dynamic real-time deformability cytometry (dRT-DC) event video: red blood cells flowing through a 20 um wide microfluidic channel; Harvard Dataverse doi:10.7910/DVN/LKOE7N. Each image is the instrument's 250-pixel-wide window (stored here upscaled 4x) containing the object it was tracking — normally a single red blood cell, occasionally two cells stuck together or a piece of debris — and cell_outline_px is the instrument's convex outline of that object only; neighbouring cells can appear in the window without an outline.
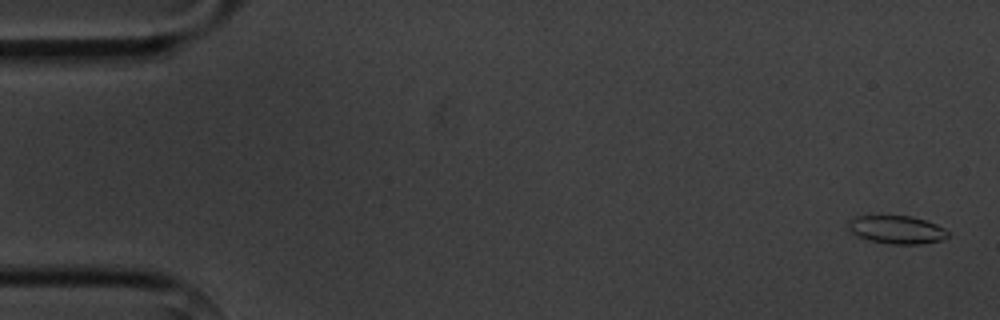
{"species": "common noctule bat (a hibernating species)", "species_latin": "Nyctalus noctula", "temperature_condition": "cold", "stored_images_in_passage": 5, "camera_frame_rate_fps": 3000, "um_per_image_px": 0.085, "animal": {"sex": "male", "body_mass_g": 20.1, "forearm_length_mm": 53.5}, "frame": {"image": 1, "passage_image": 1, "time_ms": 0.0, "image_size_px": [1000, 320], "cell_outline_px": [[948, 236], [944, 240], [920, 244], [888, 244], [868, 240], [856, 236], [848, 228], [848, 220], [856, 216], [912, 216], [936, 224], [944, 228], [948, 232]], "centroid_in_image_um": [76.21, 19.53], "position_along_channel_um": 8.8, "area_um2": 16.42}}
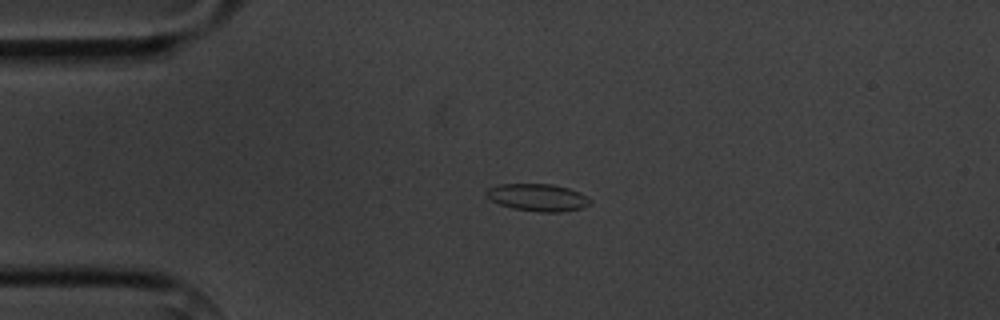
{"frame": {"image": 2, "passage_image": 4, "time_ms": 3.667, "image_size_px": [1000, 320], "cell_outline_px": [[592, 204], [580, 208], [564, 212], [540, 212], [512, 208], [500, 204], [492, 200], [484, 192], [488, 188], [496, 184], [552, 184], [568, 188], [580, 192], [588, 196], [592, 200]], "centroid_in_image_um": [45.74, 16.78], "position_along_channel_um": 39.3, "area_um2": 16.65}}